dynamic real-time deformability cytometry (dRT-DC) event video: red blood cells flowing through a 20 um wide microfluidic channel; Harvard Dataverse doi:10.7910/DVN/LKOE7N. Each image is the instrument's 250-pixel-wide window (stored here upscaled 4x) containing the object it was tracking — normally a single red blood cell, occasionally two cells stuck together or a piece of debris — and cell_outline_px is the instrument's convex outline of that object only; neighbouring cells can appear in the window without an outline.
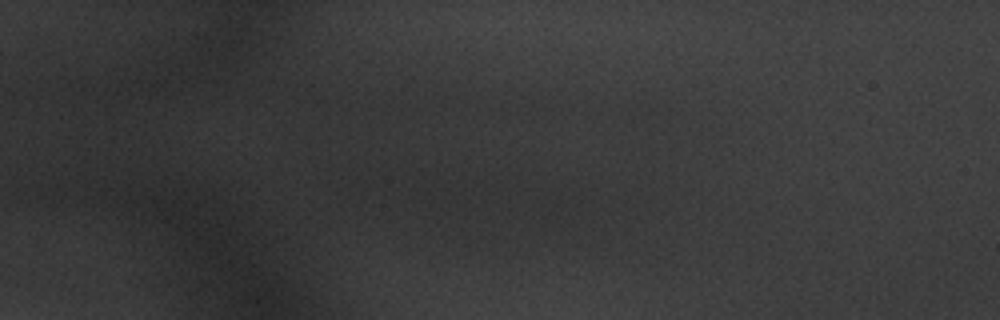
{"species": "common noctule bat (a hibernating species)", "species_latin": "Nyctalus noctula", "temperature_condition": "warm", "stored_images_in_passage": 15, "camera_frame_rate_fps": 3000, "um_per_image_px": 0.085, "animal": {"sex": "male", "body_mass_g": 20.1, "forearm_length_mm": 53.5}, "frame": {"image": 1, "passage_image": 14, "time_ms": 4.333, "image_size_px": [1000, 320], "cell_outline_px": [[248, 224], [224, 228], [180, 208], [172, 192], [172, 188], [188, 176], [192, 176], [224, 188], [248, 220]], "centroid_in_image_um": [17.72, 17.21], "position_along_channel_um": 67.3, "area_um2": 16.47}}